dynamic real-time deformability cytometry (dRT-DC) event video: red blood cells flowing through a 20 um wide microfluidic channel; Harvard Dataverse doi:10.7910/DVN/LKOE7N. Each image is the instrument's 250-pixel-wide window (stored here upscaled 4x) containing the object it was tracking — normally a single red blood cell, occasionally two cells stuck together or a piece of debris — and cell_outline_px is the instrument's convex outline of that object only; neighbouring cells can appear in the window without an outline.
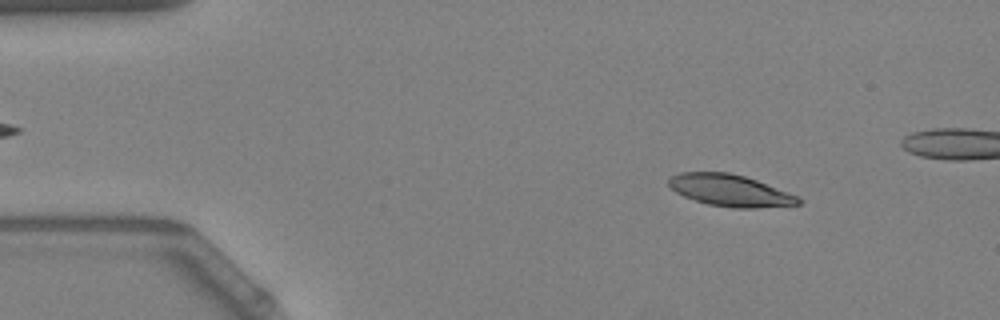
{"species": "Egyptian fruit bat (a non-hibernating species)", "species_latin": "Rousettus aegyptiacus", "temperature_condition": "warm", "stored_images_in_passage": 53, "camera_frame_rate_fps": 3000, "um_per_image_px": 0.085, "animal": {"sex": "female"}, "frame": {"image": 1, "passage_image": 6, "time_ms": 1.667, "image_size_px": [1000, 320], "cell_outline_px": [[804, 200], [800, 204], [756, 208], [732, 208], [708, 204], [684, 196], [676, 192], [668, 184], [668, 176], [680, 172], [728, 172], [744, 176], [756, 180], [796, 196]], "centroid_in_image_um": [62.02, 16.18], "position_along_channel_um": 23.0, "area_um2": 23.81}}
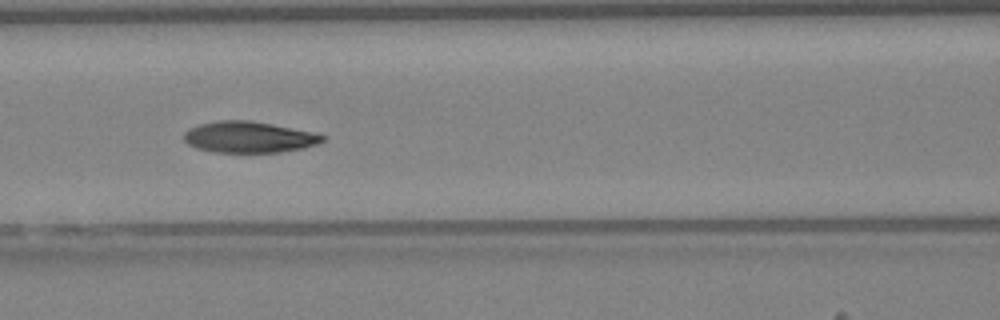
{"frame": {"image": 2, "passage_image": 22, "time_ms": 7.0, "image_size_px": [1000, 320], "cell_outline_px": [[328, 136], [324, 140], [316, 144], [304, 148], [280, 152], [212, 152], [196, 148], [188, 144], [184, 140], [184, 132], [200, 124], [216, 120], [248, 120], [272, 124], [312, 132]], "centroid_in_image_um": [21.16, 11.65], "position_along_channel_um": 145.4, "area_um2": 25.14}}
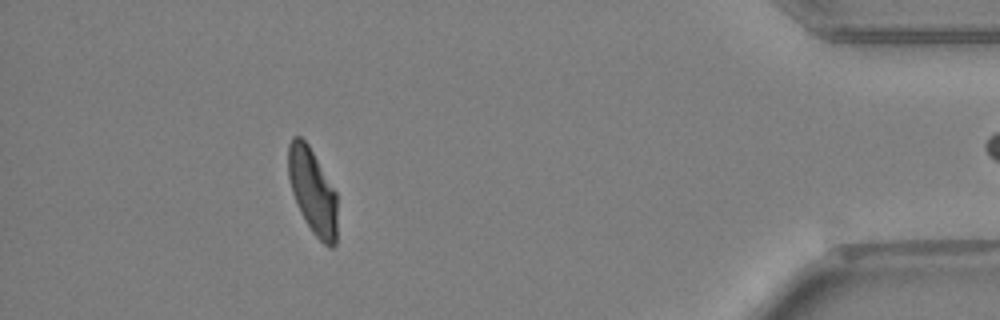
{"frame": {"image": 3, "passage_image": 47, "time_ms": 15.333, "image_size_px": [1000, 320], "cell_outline_px": [[336, 244], [332, 248], [328, 248], [312, 232], [292, 192], [288, 176], [288, 144], [292, 136], [300, 136], [308, 144], [336, 192]], "centroid_in_image_um": [26.57, 16.23], "position_along_channel_um": 408.6, "area_um2": 23.99}}